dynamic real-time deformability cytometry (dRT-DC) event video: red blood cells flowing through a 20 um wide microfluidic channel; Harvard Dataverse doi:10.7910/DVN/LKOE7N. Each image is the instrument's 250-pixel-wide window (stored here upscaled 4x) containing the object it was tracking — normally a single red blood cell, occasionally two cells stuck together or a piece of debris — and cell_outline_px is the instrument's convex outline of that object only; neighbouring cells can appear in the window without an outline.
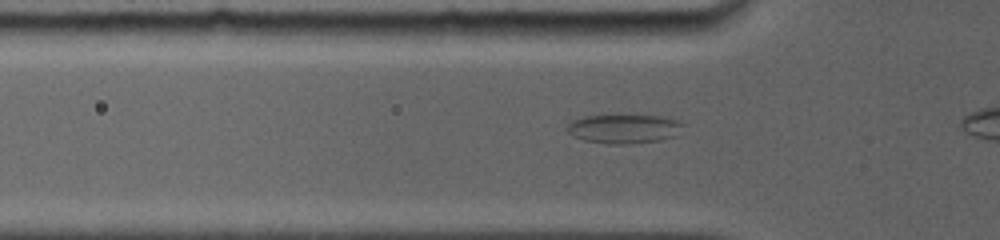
{"species": "common noctule bat (a hibernating species)", "species_latin": "Nyctalus noctula", "temperature_condition": "room temperature", "stored_images_in_passage": 25, "camera_frame_rate_fps": 5000, "um_per_image_px": 0.085, "animal": {"sex": "female", "body_mass_g": 19.0, "forearm_length_mm": 56.7}, "frame": {"image": 1, "passage_image": 9, "time_ms": 2.0, "image_size_px": [1000, 240], "cell_outline_px": [[684, 124], [676, 136], [660, 140], [628, 144], [608, 144], [584, 140], [572, 136], [564, 128], [572, 120], [584, 116], [616, 112], [668, 116]], "centroid_in_image_um": [53.01, 10.88], "position_along_channel_um": 72.8, "area_um2": 20.87}}
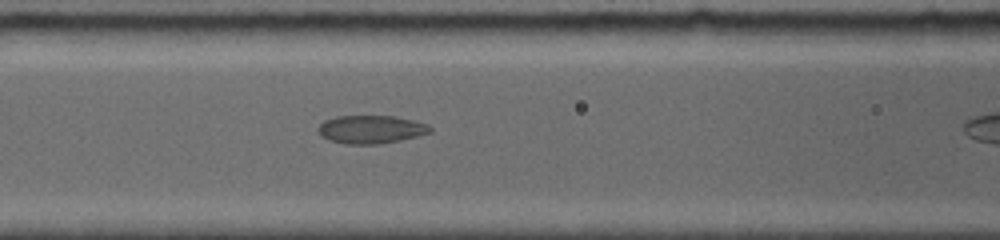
{"frame": {"image": 2, "passage_image": 16, "time_ms": 3.6, "image_size_px": [1000, 240], "cell_outline_px": [[432, 132], [400, 140], [380, 144], [344, 144], [328, 140], [320, 136], [316, 128], [324, 120], [336, 116], [392, 116], [412, 120], [428, 124], [432, 128]], "centroid_in_image_um": [31.49, 11.0], "position_along_channel_um": 135.1, "area_um2": 18.5}}
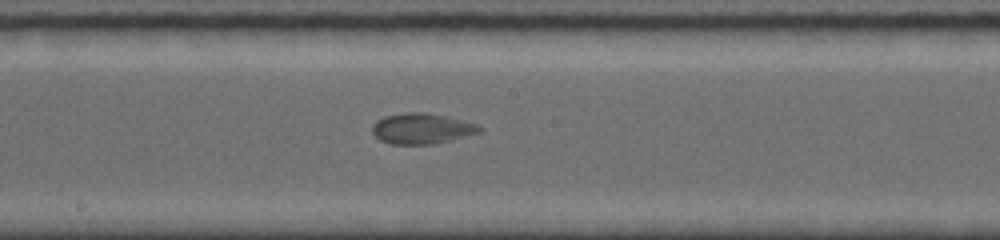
{"frame": {"image": 3, "passage_image": 24, "time_ms": 5.6, "image_size_px": [1000, 240], "cell_outline_px": [[484, 128], [480, 132], [432, 144], [392, 144], [380, 140], [372, 132], [372, 124], [376, 120], [384, 116], [408, 112], [424, 112], [448, 116], [476, 124]], "centroid_in_image_um": [35.82, 10.91], "position_along_channel_um": 212.4, "area_um2": 19.02}}